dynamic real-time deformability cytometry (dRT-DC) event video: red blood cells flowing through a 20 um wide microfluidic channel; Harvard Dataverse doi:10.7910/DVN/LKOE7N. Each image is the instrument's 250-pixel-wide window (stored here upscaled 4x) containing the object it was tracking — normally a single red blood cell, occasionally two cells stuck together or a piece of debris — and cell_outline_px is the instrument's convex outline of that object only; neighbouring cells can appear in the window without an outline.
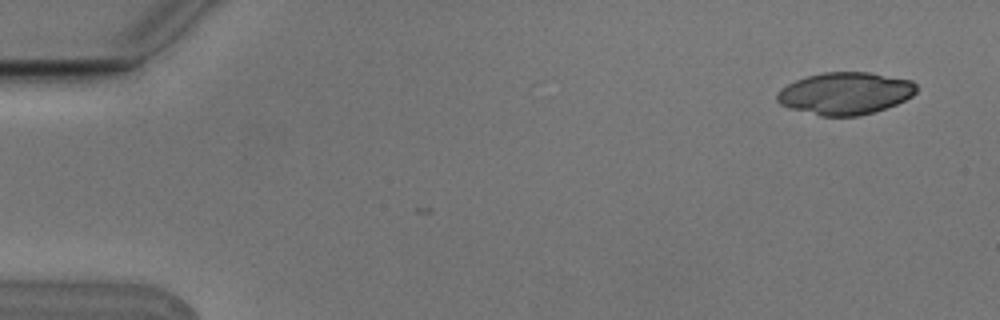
{"species": "Egyptian fruit bat (a non-hibernating species)", "species_latin": "Rousettus aegyptiacus", "temperature_condition": "cold", "stored_images_in_passage": 5, "camera_frame_rate_fps": 3000, "um_per_image_px": 0.085, "animal": {"sex": "male"}, "frame": {"image": 1, "passage_image": 1, "time_ms": 0.0, "image_size_px": [1000, 320], "cell_outline_px": [[916, 92], [912, 96], [896, 104], [872, 112], [856, 116], [820, 116], [788, 108], [780, 104], [776, 100], [776, 92], [780, 88], [796, 80], [808, 76], [824, 72], [872, 72], [912, 80], [916, 84]], "centroid_in_image_um": [71.82, 7.93], "position_along_channel_um": 13.2, "area_um2": 34.39}}